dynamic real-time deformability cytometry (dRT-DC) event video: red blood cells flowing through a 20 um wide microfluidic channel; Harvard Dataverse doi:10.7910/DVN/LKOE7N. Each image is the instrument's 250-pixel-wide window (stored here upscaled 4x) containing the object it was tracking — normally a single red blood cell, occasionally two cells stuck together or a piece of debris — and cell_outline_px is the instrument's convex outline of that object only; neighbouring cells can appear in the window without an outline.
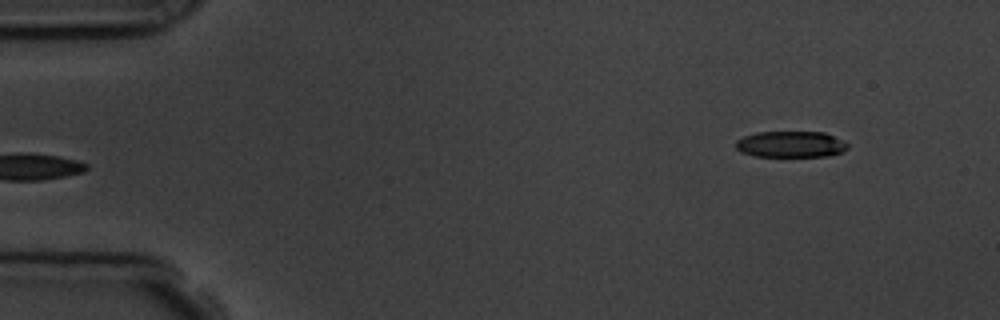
{"species": "common noctule bat (a hibernating species)", "species_latin": "Nyctalus noctula", "temperature_condition": "room temperature", "stored_images_in_passage": 5, "segment_of_instrument_passage": [2, 2], "camera_frame_rate_fps": 3000, "um_per_image_px": 0.085, "animal": {"sex": "male", "body_mass_g": 19.5, "forearm_length_mm": 54.6}, "frame": {"image": 1, "passage_image": 5, "time_ms": 5.667, "image_size_px": [1000, 320], "cell_outline_px": [[848, 148], [844, 152], [828, 156], [756, 156], [740, 152], [736, 148], [736, 140], [744, 136], [756, 132], [824, 132], [848, 144]], "centroid_in_image_um": [67.2, 12.27], "position_along_channel_um": 17.8, "area_um2": 17.05}}